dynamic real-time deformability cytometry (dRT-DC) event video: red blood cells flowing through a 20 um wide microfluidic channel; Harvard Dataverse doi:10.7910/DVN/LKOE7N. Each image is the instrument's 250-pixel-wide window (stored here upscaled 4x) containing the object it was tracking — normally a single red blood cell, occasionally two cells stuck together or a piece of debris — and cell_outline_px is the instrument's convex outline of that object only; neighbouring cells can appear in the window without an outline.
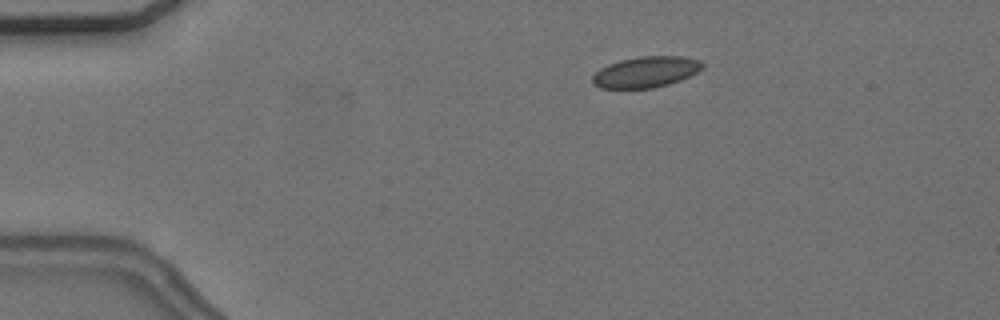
{"species": "common noctule bat (a hibernating species)", "species_latin": "Nyctalus noctula", "temperature_condition": "cold", "stored_images_in_passage": 3, "camera_frame_rate_fps": 3000, "um_per_image_px": 0.085, "animal": {"sex": "female", "body_mass_g": 24.6, "forearm_length_mm": 56.2}, "frame": {"image": 1, "passage_image": 3, "time_ms": 0.667, "image_size_px": [1000, 320], "cell_outline_px": [[704, 68], [680, 80], [668, 84], [652, 88], [600, 88], [592, 84], [592, 76], [600, 68], [608, 64], [620, 60], [640, 56], [684, 56], [700, 60], [704, 64]], "centroid_in_image_um": [54.89, 6.11], "position_along_channel_um": 30.1, "area_um2": 19.88}}